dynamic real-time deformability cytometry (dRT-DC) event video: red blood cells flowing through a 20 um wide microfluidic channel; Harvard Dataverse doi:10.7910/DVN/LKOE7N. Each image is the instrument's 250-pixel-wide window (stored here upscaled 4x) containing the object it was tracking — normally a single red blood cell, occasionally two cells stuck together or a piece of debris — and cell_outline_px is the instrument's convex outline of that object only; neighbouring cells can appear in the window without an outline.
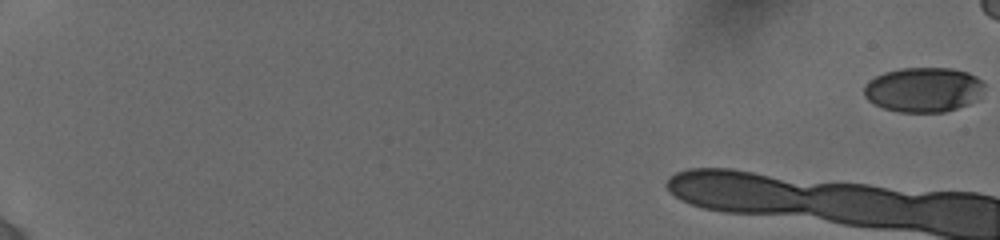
{"species": "human", "species_latin": "Homo sapiens", "temperature_condition": "cold", "stored_images_in_passage": 11, "camera_frame_rate_fps": 3000, "um_per_image_px": 0.085, "donor": {"sex": "female"}, "frame": {"image": 1, "passage_image": 1, "time_ms": 0.0, "image_size_px": [1000, 240], "cell_outline_px": [[984, 84], [976, 100], [968, 104], [944, 112], [900, 112], [884, 108], [868, 100], [864, 96], [864, 84], [868, 80], [884, 72], [900, 68], [952, 68], [968, 72], [976, 76]], "centroid_in_image_um": [78.46, 7.61], "position_along_channel_um": 6.5, "area_um2": 31.33}}